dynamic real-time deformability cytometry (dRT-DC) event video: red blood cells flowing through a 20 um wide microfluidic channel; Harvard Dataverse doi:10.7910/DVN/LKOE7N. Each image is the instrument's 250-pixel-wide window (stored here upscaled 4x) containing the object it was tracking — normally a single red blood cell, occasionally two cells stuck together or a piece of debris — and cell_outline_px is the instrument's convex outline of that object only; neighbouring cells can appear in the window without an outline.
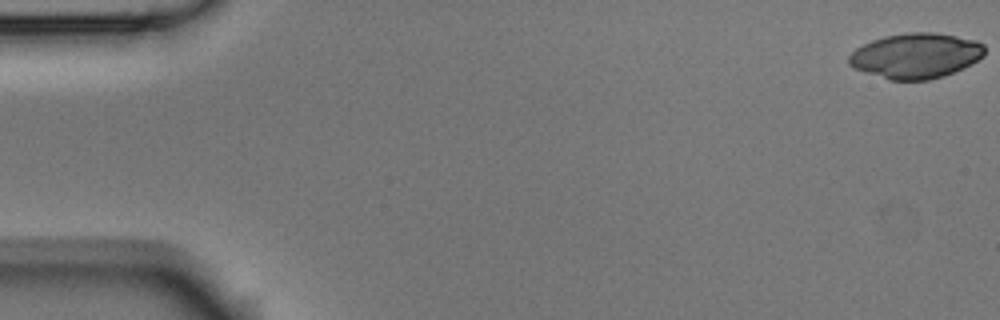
{"species": "Egyptian fruit bat (a non-hibernating species)", "species_latin": "Rousettus aegyptiacus", "temperature_condition": "room temperature", "stored_images_in_passage": 3, "camera_frame_rate_fps": 3000, "um_per_image_px": 0.085, "animal": {"sex": "male"}, "frame": {"image": 1, "passage_image": 1, "time_ms": 0.0, "image_size_px": [1000, 320], "cell_outline_px": [[984, 56], [972, 64], [964, 68], [944, 76], [928, 80], [888, 80], [864, 72], [848, 64], [848, 56], [856, 48], [872, 40], [884, 36], [908, 32], [936, 32], [976, 40], [984, 44]], "centroid_in_image_um": [77.86, 4.74], "position_along_channel_um": 7.1, "area_um2": 36.01}}